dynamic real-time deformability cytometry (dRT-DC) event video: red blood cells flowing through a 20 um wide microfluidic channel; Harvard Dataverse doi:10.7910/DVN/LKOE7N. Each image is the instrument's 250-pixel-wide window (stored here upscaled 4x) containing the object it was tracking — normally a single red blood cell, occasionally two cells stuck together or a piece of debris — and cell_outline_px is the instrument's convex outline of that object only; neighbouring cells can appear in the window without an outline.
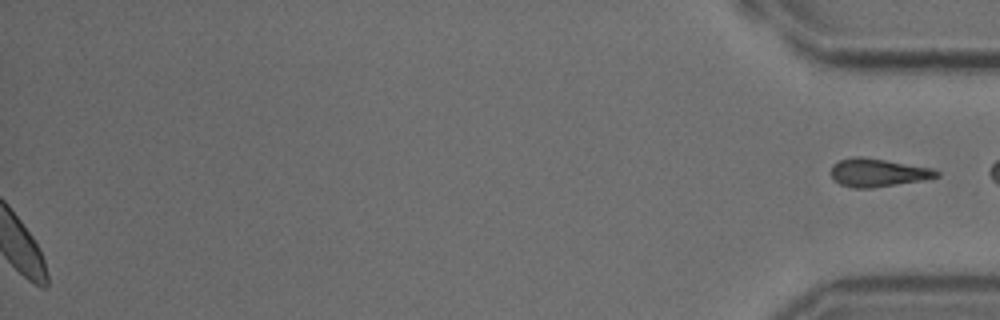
{"species": "common noctule bat (a hibernating species)", "species_latin": "Nyctalus noctula", "temperature_condition": "cold", "stored_images_in_passage": 44, "segment_of_instrument_passage": [2, 2], "camera_frame_rate_fps": 3000, "um_per_image_px": 0.085, "animal": {"sex": "male", "body_mass_g": 18.8}, "frame": {"image": 1, "passage_image": 44, "time_ms": 14.333, "image_size_px": [1000, 320], "cell_outline_px": [[940, 176], [924, 180], [872, 188], [852, 188], [840, 184], [832, 180], [832, 164], [840, 160], [856, 156], [864, 156], [932, 168], [940, 172]], "centroid_in_image_um": [74.62, 14.67], "position_along_channel_um": 360.6, "area_um2": 17.46}}